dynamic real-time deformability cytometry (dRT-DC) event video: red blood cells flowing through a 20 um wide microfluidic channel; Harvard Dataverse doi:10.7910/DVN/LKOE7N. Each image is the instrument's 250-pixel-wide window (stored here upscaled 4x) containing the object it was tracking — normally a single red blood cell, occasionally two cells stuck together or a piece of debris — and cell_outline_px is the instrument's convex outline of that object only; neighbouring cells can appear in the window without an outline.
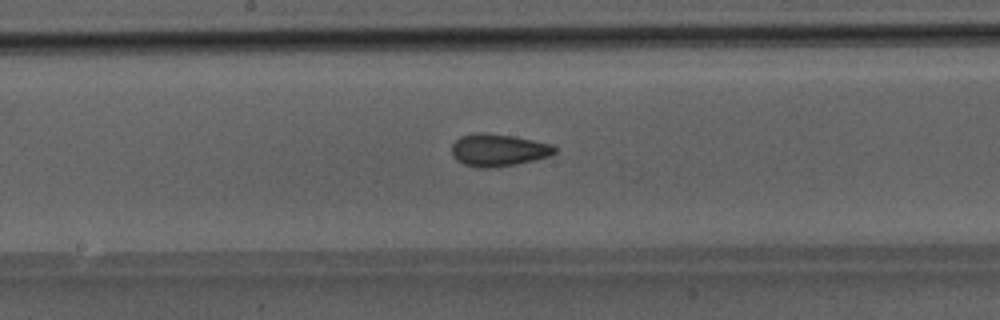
{"species": "Egyptian fruit bat (a non-hibernating species)", "species_latin": "Rousettus aegyptiacus", "temperature_condition": "room temperature", "stored_images_in_passage": 33, "camera_frame_rate_fps": 3000, "um_per_image_px": 0.085, "animal": {"sex": "male"}, "frame": {"image": 1, "passage_image": 10, "time_ms": 3.0, "image_size_px": [1000, 320], "cell_outline_px": [[556, 152], [548, 156], [516, 164], [492, 168], [476, 168], [464, 164], [456, 160], [452, 156], [452, 144], [460, 136], [472, 132], [484, 132], [512, 136], [552, 144], [556, 148]], "centroid_in_image_um": [42.3, 12.75], "position_along_channel_um": 205.9, "area_um2": 19.48}}
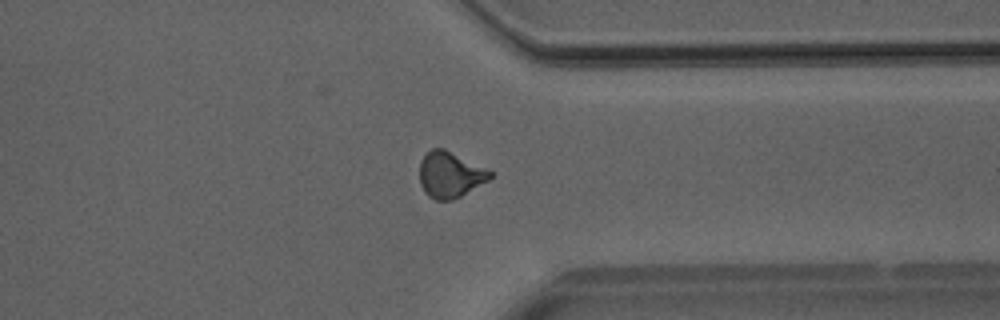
{"frame": {"image": 2, "passage_image": 22, "time_ms": 7.0, "image_size_px": [1000, 320], "cell_outline_px": [[492, 176], [488, 180], [460, 196], [452, 200], [436, 200], [428, 196], [424, 192], [420, 184], [420, 160], [432, 148], [444, 148], [488, 168], [492, 172]], "centroid_in_image_um": [38.25, 14.83], "position_along_channel_um": 373.1, "area_um2": 18.9}}
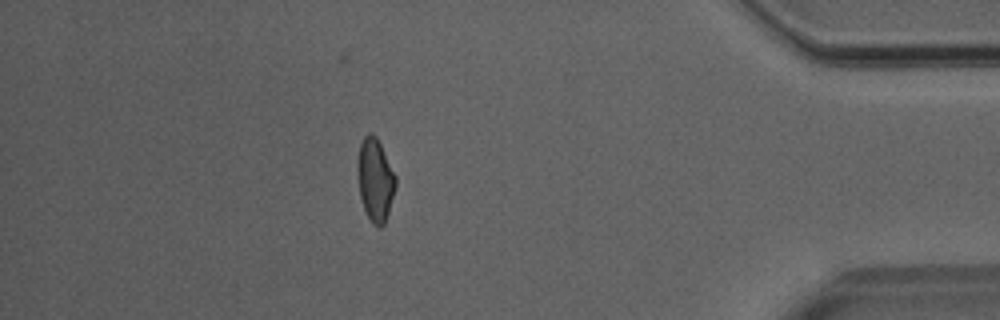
{"frame": {"image": 3, "passage_image": 27, "time_ms": 8.667, "image_size_px": [1000, 320], "cell_outline_px": [[396, 184], [388, 212], [384, 224], [380, 228], [372, 224], [364, 208], [360, 196], [356, 168], [356, 164], [360, 144], [364, 136], [368, 132], [372, 132], [376, 136], [396, 176]], "centroid_in_image_um": [31.87, 15.26], "position_along_channel_um": 403.3, "area_um2": 18.32}}